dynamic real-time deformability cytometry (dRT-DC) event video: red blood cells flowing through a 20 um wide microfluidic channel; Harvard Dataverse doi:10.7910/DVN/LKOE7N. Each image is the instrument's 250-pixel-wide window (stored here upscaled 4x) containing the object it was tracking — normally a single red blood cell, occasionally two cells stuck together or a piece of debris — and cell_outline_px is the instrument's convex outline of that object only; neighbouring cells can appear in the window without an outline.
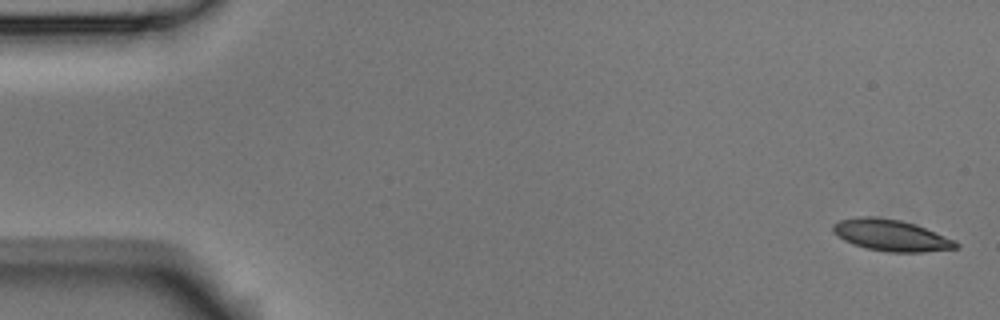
{"species": "Egyptian fruit bat (a non-hibernating species)", "species_latin": "Rousettus aegyptiacus", "temperature_condition": "room temperature", "stored_images_in_passage": 10, "camera_frame_rate_fps": 3000, "um_per_image_px": 0.085, "animal": {"sex": "male"}, "frame": {"image": 1, "passage_image": 1, "time_ms": 0.0, "image_size_px": [1000, 320], "cell_outline_px": [[960, 248], [924, 252], [888, 252], [868, 248], [852, 244], [844, 240], [832, 232], [832, 224], [840, 220], [860, 216], [876, 216], [900, 220], [916, 224], [956, 240], [960, 244]], "centroid_in_image_um": [75.77, 19.99], "position_along_channel_um": 9.2, "area_um2": 22.77}}
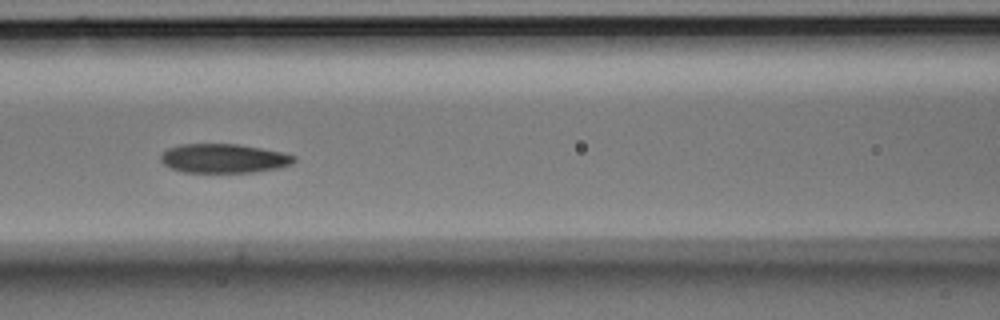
{"frame": {"image": 2, "passage_image": 6, "time_ms": 1.667, "image_size_px": [1000, 320], "cell_outline_px": [[296, 160], [292, 164], [280, 168], [252, 172], [184, 172], [172, 168], [164, 164], [160, 160], [160, 156], [168, 148], [180, 144], [240, 144], [284, 152], [296, 156]], "centroid_in_image_um": [19.06, 13.46], "position_along_channel_um": 147.5, "area_um2": 22.72}}
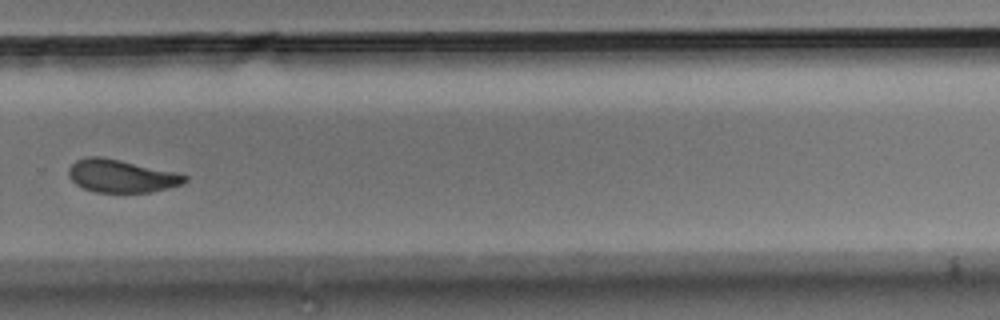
{"frame": {"image": 3, "passage_image": 10, "time_ms": 3.0, "image_size_px": [1000, 320], "cell_outline_px": [[188, 180], [184, 184], [152, 192], [96, 192], [84, 188], [76, 184], [68, 176], [68, 168], [76, 160], [88, 156], [100, 156], [120, 160], [172, 172], [188, 176]], "centroid_in_image_um": [10.29, 14.96], "position_along_channel_um": 319.5, "area_um2": 22.02}}